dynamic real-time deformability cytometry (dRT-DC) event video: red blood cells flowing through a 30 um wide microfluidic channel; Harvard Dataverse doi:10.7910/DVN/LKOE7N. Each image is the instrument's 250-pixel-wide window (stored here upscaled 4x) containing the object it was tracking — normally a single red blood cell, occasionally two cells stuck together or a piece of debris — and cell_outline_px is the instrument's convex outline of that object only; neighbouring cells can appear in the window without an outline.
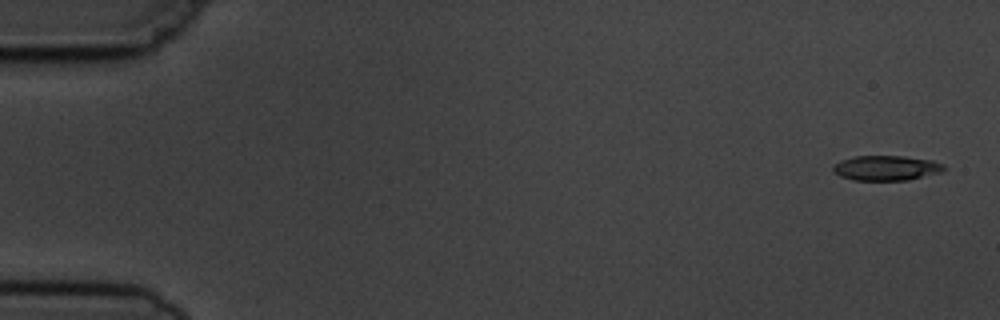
{"species": "common noctule bat (a hibernating species)", "species_latin": "Nyctalus noctula", "temperature_condition": "cold", "stored_images_in_passage": 5, "camera_frame_rate_fps": 3000, "um_per_image_px": 0.085, "animal": {"sex": "male", "body_mass_g": 19.5, "forearm_length_mm": 54.6}, "frame": {"image": 1, "passage_image": 1, "time_ms": 0.0, "image_size_px": [1000, 320], "cell_outline_px": [[944, 172], [908, 180], [852, 180], [840, 176], [832, 172], [832, 168], [840, 160], [856, 156], [904, 156], [932, 160], [944, 164]], "centroid_in_image_um": [75.34, 14.28], "position_along_channel_um": 9.7, "area_um2": 16.24}}